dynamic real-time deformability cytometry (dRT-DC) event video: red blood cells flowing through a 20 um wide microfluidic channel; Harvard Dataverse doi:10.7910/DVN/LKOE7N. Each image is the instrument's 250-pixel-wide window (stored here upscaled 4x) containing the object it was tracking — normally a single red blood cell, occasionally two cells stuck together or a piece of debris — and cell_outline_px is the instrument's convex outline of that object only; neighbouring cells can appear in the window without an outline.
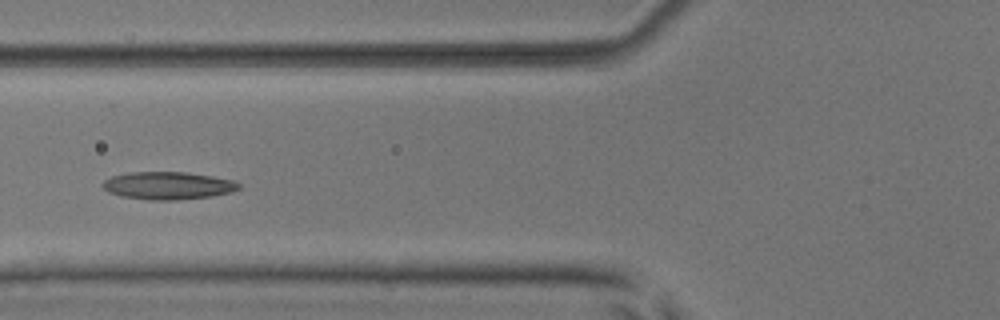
{"species": "common noctule bat (a hibernating species)", "species_latin": "Nyctalus noctula", "temperature_condition": "room temperature", "stored_images_in_passage": 4, "camera_frame_rate_fps": 3000, "um_per_image_px": 0.085, "animal": {"sex": "male", "body_mass_g": 17.9, "forearm_length_mm": 54.2}, "frame": {"image": 1, "passage_image": 4, "time_ms": 4.333, "image_size_px": [1000, 320], "cell_outline_px": [[240, 188], [232, 192], [212, 196], [176, 200], [152, 200], [120, 196], [108, 192], [100, 184], [104, 180], [112, 176], [132, 172], [188, 172], [212, 176], [232, 180], [240, 184]], "centroid_in_image_um": [14.27, 15.77], "position_along_channel_um": 111.5, "area_um2": 21.96}}